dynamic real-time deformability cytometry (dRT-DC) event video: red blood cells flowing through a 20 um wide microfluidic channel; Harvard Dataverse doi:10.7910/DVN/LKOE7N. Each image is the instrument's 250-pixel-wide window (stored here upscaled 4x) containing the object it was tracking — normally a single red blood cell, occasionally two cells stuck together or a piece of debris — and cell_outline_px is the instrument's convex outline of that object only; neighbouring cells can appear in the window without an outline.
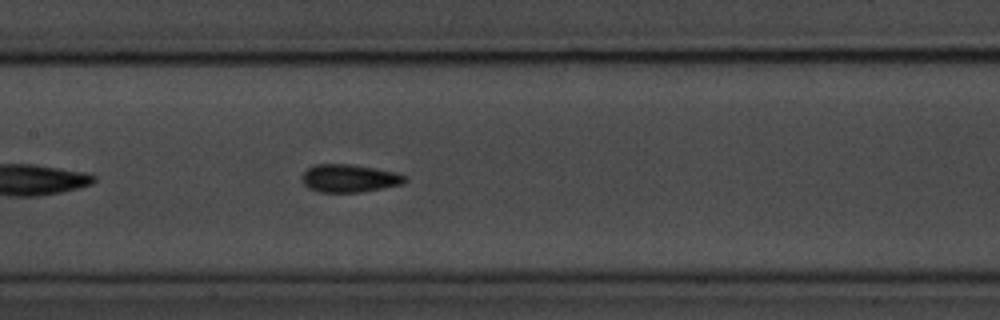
{"species": "common noctule bat (a hibernating species)", "species_latin": "Nyctalus noctula", "temperature_condition": "room temperature", "stored_images_in_passage": 42, "camera_frame_rate_fps": 3000, "um_per_image_px": 0.085, "animal": {"sex": "male", "body_mass_g": 20.1, "forearm_length_mm": 53.5}, "frame": {"image": 1, "passage_image": 13, "time_ms": 4.0, "image_size_px": [1000, 320], "cell_outline_px": [[408, 180], [404, 184], [384, 188], [360, 192], [320, 192], [308, 188], [304, 184], [300, 176], [308, 168], [316, 164], [352, 164], [396, 172], [404, 176]], "centroid_in_image_um": [29.69, 15.16], "position_along_channel_um": 177.7, "area_um2": 16.82}}
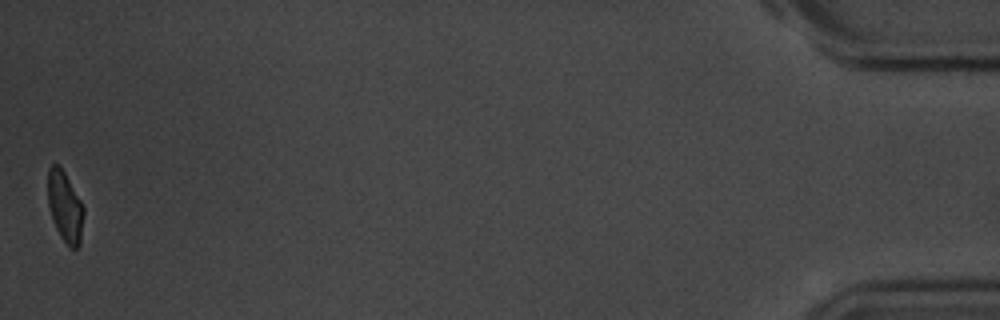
{"frame": {"image": 2, "passage_image": 42, "time_ms": 13.667, "image_size_px": [1000, 320], "cell_outline_px": [[84, 212], [80, 244], [76, 248], [72, 248], [60, 236], [52, 220], [48, 204], [48, 168], [52, 164], [56, 164], [64, 172], [80, 200], [84, 208]], "centroid_in_image_um": [5.51, 17.58], "position_along_channel_um": 429.7, "area_um2": 14.51}, "authors_computed_cell_mechanics": {"area_um2": 16.0973, "velocity_mm_per_s": 3.5999, "shape_relaxation_time_tau1_ms": 2.7987, "shape_relaxation_time_tau2_ms": 1.3994, "deformation_change_tau1": 0.1059, "deformation_change_tau2": 0.0615}}